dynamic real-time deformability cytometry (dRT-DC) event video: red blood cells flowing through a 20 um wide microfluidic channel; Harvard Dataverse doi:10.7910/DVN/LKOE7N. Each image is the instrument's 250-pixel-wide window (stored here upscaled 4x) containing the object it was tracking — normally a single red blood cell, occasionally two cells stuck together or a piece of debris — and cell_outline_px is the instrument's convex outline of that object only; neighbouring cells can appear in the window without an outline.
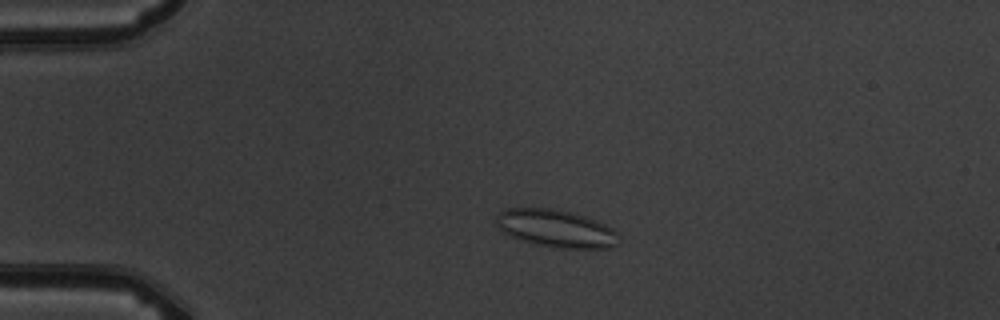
{"species": "common noctule bat (a hibernating species)", "species_latin": "Nyctalus noctula", "temperature_condition": "warm", "stored_images_in_passage": 4, "camera_frame_rate_fps": 3000, "um_per_image_px": 0.085, "animal": {"sex": "male", "body_mass_g": 19.5, "forearm_length_mm": 54.6}, "frame": {"image": 1, "passage_image": 3, "time_ms": 2.333, "image_size_px": [1000, 320], "cell_outline_px": [[620, 244], [612, 248], [560, 248], [532, 244], [512, 236], [496, 228], [496, 212], [504, 208], [548, 208], [572, 212], [588, 216], [612, 228], [620, 236]], "centroid_in_image_um": [47.26, 19.42], "position_along_channel_um": 37.7, "area_um2": 27.34}}